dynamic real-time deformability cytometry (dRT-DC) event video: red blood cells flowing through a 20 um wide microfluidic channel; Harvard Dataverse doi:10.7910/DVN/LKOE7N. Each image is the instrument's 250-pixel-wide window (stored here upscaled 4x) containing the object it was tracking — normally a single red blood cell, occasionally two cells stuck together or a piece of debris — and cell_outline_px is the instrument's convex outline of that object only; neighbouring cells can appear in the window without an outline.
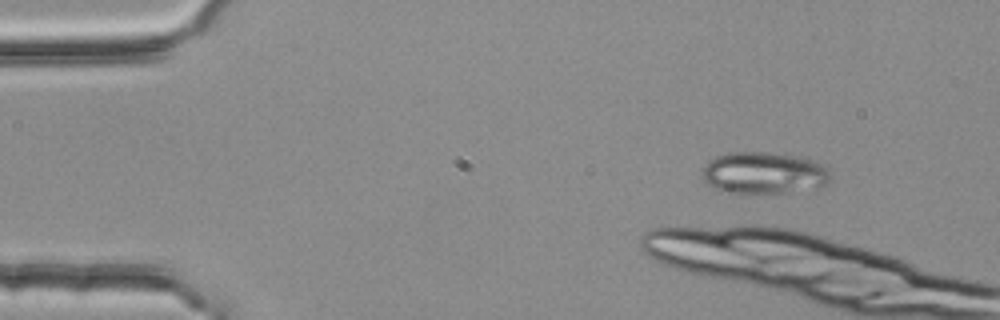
{"species": "common noctule bat (a hibernating species)", "species_latin": "Nyctalus noctula", "temperature_condition": "room temperature", "stored_images_in_passage": 1, "camera_frame_rate_fps": 3000, "um_per_image_px": 0.085, "animal": {"sex": "female", "body_mass_g": 25.1}, "frame": {"image": 1, "passage_image": 1, "time_ms": 0.0, "image_size_px": [1000, 320], "cell_outline_px": [[832, 180], [828, 184], [816, 188], [788, 192], [748, 196], [720, 192], [712, 188], [700, 176], [700, 172], [708, 160], [716, 156], [732, 152], [764, 152], [800, 156], [824, 164], [828, 168], [832, 176]], "centroid_in_image_um": [64.9, 14.75], "position_along_channel_um": 20.1, "area_um2": 32.66}}